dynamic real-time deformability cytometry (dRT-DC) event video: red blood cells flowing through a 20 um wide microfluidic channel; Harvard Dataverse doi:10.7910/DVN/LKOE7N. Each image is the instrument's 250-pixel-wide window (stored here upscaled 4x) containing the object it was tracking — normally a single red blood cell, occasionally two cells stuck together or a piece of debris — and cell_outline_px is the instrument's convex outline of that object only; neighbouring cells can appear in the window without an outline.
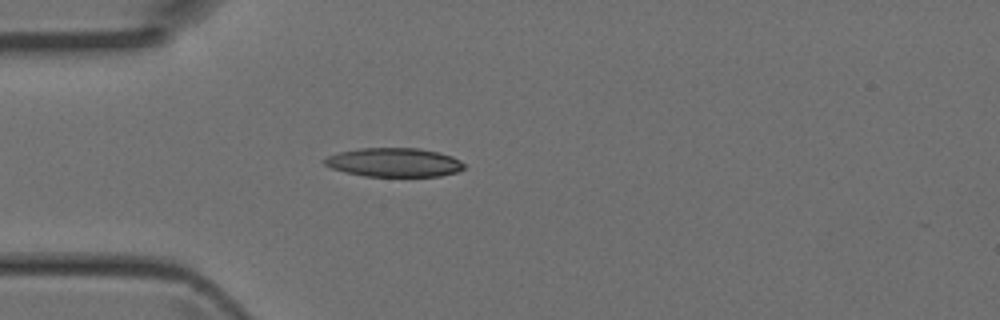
{"species": "Egyptian fruit bat (a non-hibernating species)", "species_latin": "Rousettus aegyptiacus", "temperature_condition": "room temperature", "stored_images_in_passage": 3, "camera_frame_rate_fps": 3000, "um_per_image_px": 0.085, "animal": {"sex": "female"}, "frame": {"image": 1, "passage_image": 3, "time_ms": 0.667, "image_size_px": [1000, 320], "cell_outline_px": [[464, 168], [456, 172], [440, 176], [364, 176], [344, 172], [332, 168], [324, 164], [320, 160], [328, 156], [340, 152], [360, 148], [420, 148], [452, 156], [460, 160], [464, 164]], "centroid_in_image_um": [33.47, 13.8], "position_along_channel_um": 51.5, "area_um2": 23.47}}